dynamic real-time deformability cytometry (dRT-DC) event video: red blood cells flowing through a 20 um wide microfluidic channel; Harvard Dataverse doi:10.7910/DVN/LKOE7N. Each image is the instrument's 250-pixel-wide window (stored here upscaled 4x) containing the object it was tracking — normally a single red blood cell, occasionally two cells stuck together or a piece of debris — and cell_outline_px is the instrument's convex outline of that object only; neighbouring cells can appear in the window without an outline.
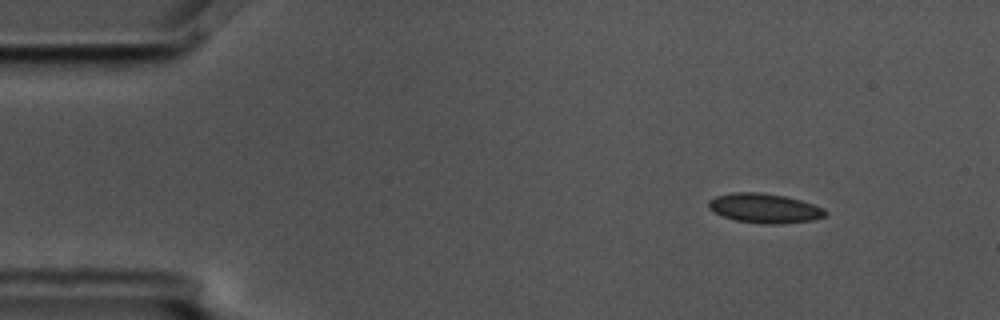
{"species": "common noctule bat (a hibernating species)", "species_latin": "Nyctalus noctula", "temperature_condition": "cold", "stored_images_in_passage": 4, "segment_of_instrument_passage": [1, 2], "camera_frame_rate_fps": 3000, "um_per_image_px": 0.085, "animal": {"sex": "male", "body_mass_g": 17.5, "forearm_length_mm": 52.3}, "frame": {"image": 1, "passage_image": 1, "time_ms": 0.0, "image_size_px": [1000, 320], "cell_outline_px": [[828, 212], [824, 216], [812, 220], [780, 224], [764, 224], [736, 220], [724, 216], [708, 208], [708, 200], [716, 196], [732, 192], [760, 192], [784, 196], [800, 200], [824, 208]], "centroid_in_image_um": [64.98, 17.69], "position_along_channel_um": 20.0, "area_um2": 19.94}}